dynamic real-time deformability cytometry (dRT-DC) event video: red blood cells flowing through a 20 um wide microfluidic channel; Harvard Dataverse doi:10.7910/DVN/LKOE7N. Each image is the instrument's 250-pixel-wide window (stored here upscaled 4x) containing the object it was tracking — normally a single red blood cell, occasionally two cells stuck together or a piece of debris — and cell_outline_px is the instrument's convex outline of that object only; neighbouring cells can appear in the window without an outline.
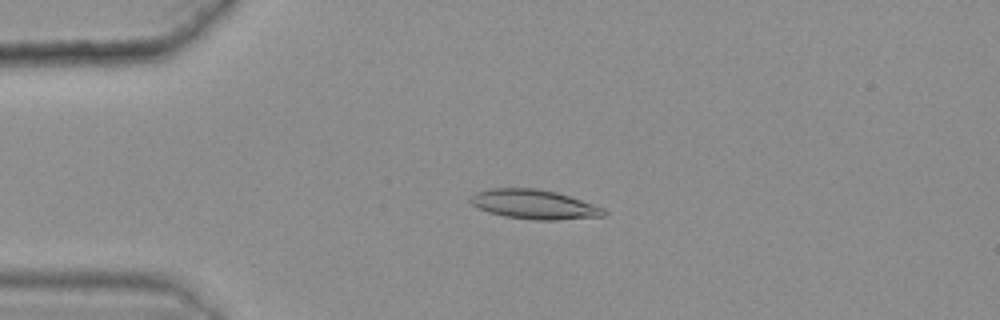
{"species": "common noctule bat (a hibernating species)", "species_latin": "Nyctalus noctula", "temperature_condition": "warm", "stored_images_in_passage": 46, "camera_frame_rate_fps": 3000, "um_per_image_px": 0.085, "animal": {"sex": "female", "body_mass_g": 25.1}, "frame": {"image": 1, "passage_image": 12, "time_ms": 3.667, "image_size_px": [1000, 320], "cell_outline_px": [[608, 212], [604, 216], [556, 220], [536, 220], [504, 216], [488, 212], [472, 204], [468, 200], [476, 192], [492, 188], [536, 188], [556, 192], [604, 208]], "centroid_in_image_um": [45.4, 17.37], "position_along_channel_um": 39.6, "area_um2": 22.66}}
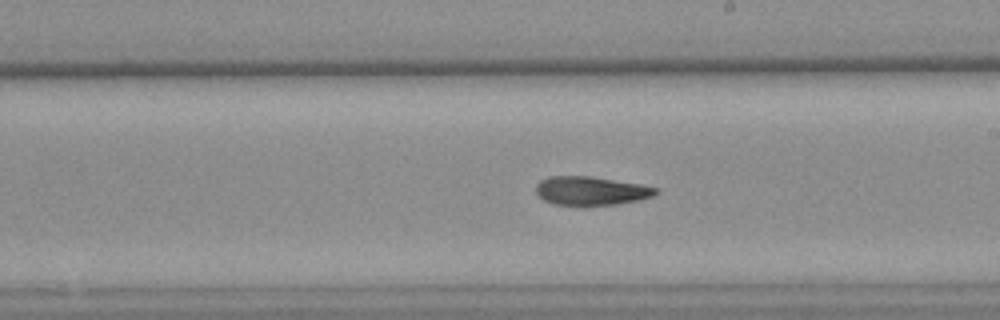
{"frame": {"image": 2, "passage_image": 31, "time_ms": 10.0, "image_size_px": [1000, 320], "cell_outline_px": [[660, 192], [652, 196], [636, 200], [616, 204], [584, 208], [580, 208], [552, 204], [544, 200], [536, 192], [536, 184], [540, 180], [548, 176], [592, 176], [640, 184], [660, 188]], "centroid_in_image_um": [50.21, 16.25], "position_along_channel_um": 238.8, "area_um2": 20.81}}
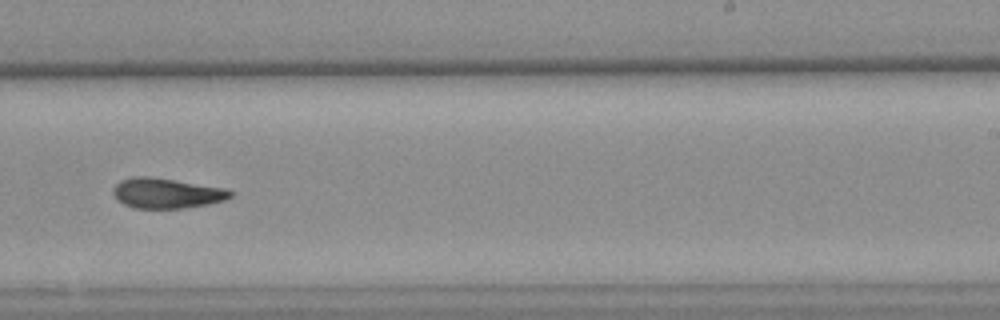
{"frame": {"image": 3, "passage_image": 34, "time_ms": 11.0, "image_size_px": [1000, 320], "cell_outline_px": [[232, 196], [224, 200], [208, 204], [184, 208], [136, 208], [124, 204], [116, 200], [112, 192], [116, 184], [120, 180], [132, 176], [148, 176], [228, 188], [232, 192]], "centroid_in_image_um": [14.15, 16.41], "position_along_channel_um": 274.9, "area_um2": 20.69}, "authors_computed_cell_mechanics": {"area_um2": 21.1259, "velocity_mm_per_s": 3.6178, "shape_relaxation_time_tau1_ms": null, "shape_relaxation_time_tau2_ms": 5.9084, "deformation_change_tau1": null, "deformation_change_tau2": 0.1388}}